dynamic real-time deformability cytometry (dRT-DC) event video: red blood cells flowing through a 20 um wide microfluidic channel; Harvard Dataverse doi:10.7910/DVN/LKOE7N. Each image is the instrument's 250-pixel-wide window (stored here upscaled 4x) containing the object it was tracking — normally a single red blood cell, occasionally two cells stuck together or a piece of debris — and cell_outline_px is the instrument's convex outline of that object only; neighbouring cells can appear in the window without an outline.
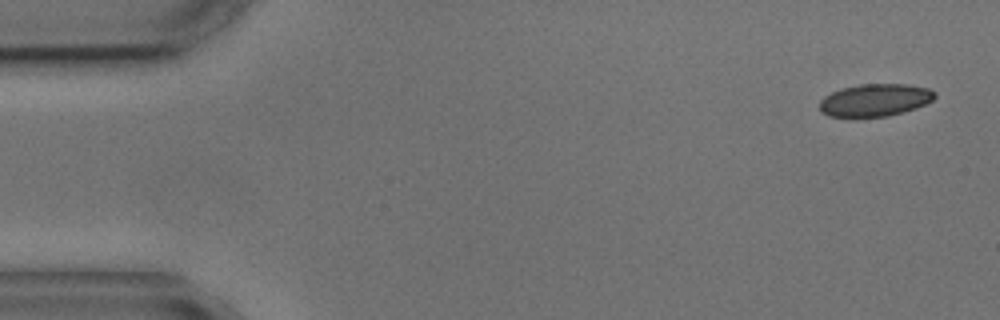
{"species": "common noctule bat (a hibernating species)", "species_latin": "Nyctalus noctula", "temperature_condition": "cold", "stored_images_in_passage": 7, "camera_frame_rate_fps": 3000, "um_per_image_px": 0.085, "animal": {"sex": "male", "body_mass_g": 17.9, "forearm_length_mm": 54.2}, "frame": {"image": 1, "passage_image": 1, "time_ms": 0.0, "image_size_px": [1000, 320], "cell_outline_px": [[936, 96], [932, 100], [916, 108], [888, 116], [828, 116], [820, 112], [820, 100], [824, 96], [832, 92], [844, 88], [860, 84], [908, 84], [928, 88], [936, 92]], "centroid_in_image_um": [74.38, 8.5], "position_along_channel_um": 10.6, "area_um2": 21.62}}
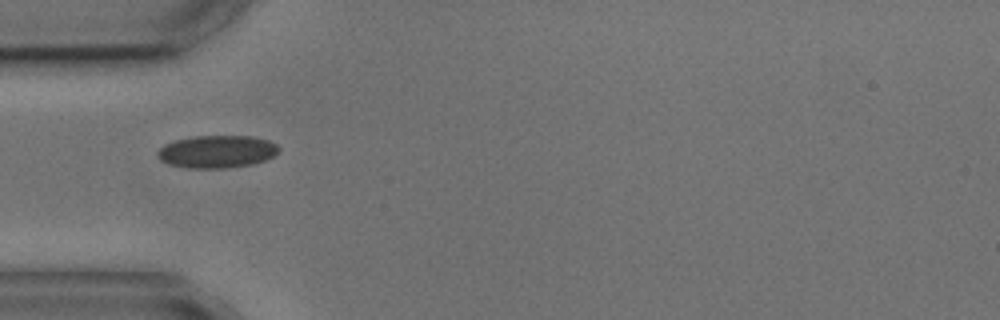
{"frame": {"image": 2, "passage_image": 4, "time_ms": 4.667, "image_size_px": [1000, 320], "cell_outline_px": [[280, 148], [272, 156], [264, 160], [252, 164], [224, 168], [188, 168], [168, 164], [160, 160], [156, 156], [156, 152], [164, 144], [176, 140], [196, 136], [252, 136], [268, 140], [276, 144]], "centroid_in_image_um": [18.4, 12.89], "position_along_channel_um": 66.6, "area_um2": 22.95}}